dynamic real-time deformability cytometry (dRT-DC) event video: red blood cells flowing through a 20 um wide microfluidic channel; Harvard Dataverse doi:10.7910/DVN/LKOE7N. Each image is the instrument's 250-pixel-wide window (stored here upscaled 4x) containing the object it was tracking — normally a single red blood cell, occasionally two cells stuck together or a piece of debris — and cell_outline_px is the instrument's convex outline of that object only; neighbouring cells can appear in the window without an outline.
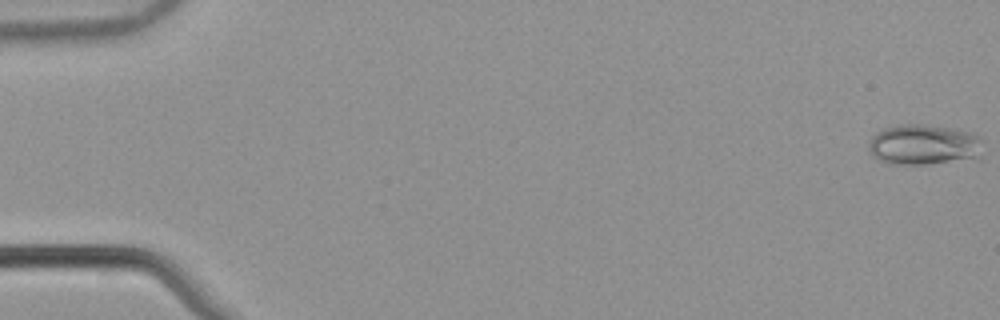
{"species": "common noctule bat (a hibernating species)", "species_latin": "Nyctalus noctula", "temperature_condition": "warm", "stored_images_in_passage": 54, "camera_frame_rate_fps": 3000, "um_per_image_px": 0.085, "animal": {"sex": "male", "body_mass_g": 21.5, "forearm_length_mm": 52.0}, "frame": {"image": 1, "passage_image": 1, "time_ms": 0.0, "image_size_px": [1000, 320], "cell_outline_px": [[980, 160], [924, 164], [888, 164], [872, 156], [868, 148], [868, 144], [872, 136], [880, 128], [900, 124], [924, 124], [952, 128], [976, 132], [980, 136]], "centroid_in_image_um": [78.55, 12.3], "position_along_channel_um": 6.5, "area_um2": 27.8}}
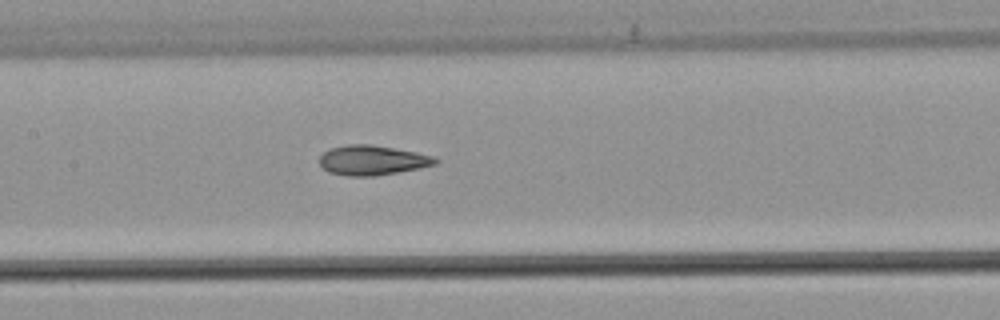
{"frame": {"image": 2, "passage_image": 27, "time_ms": 8.667, "image_size_px": [1000, 320], "cell_outline_px": [[440, 160], [436, 164], [420, 168], [376, 176], [348, 176], [328, 172], [320, 164], [320, 156], [324, 152], [332, 148], [348, 144], [372, 144], [416, 152], [432, 156]], "centroid_in_image_um": [31.66, 13.62], "position_along_channel_um": 175.7, "area_um2": 20.06}}
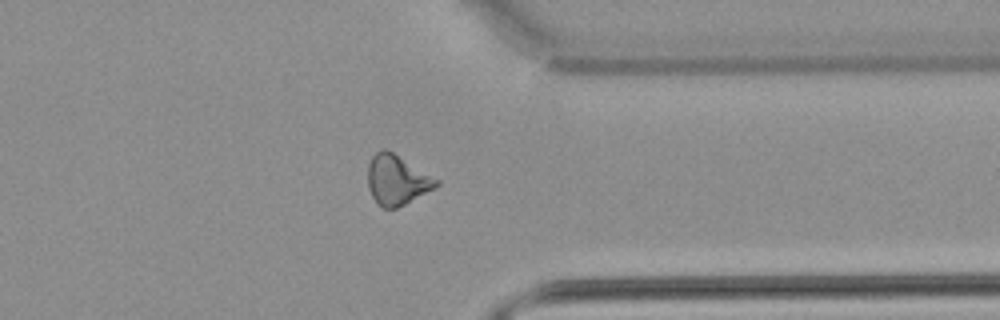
{"frame": {"image": 3, "passage_image": 43, "time_ms": 14.0, "image_size_px": [1000, 320], "cell_outline_px": [[440, 184], [404, 204], [396, 208], [384, 208], [372, 196], [368, 188], [368, 164], [372, 156], [376, 152], [384, 148], [392, 152], [440, 180]], "centroid_in_image_um": [33.72, 15.27], "position_along_channel_um": 377.7, "area_um2": 19.48}, "authors_computed_cell_mechanics": {"area_um2": 20.0855, "velocity_mm_per_s": 3.8738, "shape_relaxation_time_tau1_ms": null, "shape_relaxation_time_tau2_ms": 2.9549, "deformation_change_tau1": null, "deformation_change_tau2": 0.1011}}